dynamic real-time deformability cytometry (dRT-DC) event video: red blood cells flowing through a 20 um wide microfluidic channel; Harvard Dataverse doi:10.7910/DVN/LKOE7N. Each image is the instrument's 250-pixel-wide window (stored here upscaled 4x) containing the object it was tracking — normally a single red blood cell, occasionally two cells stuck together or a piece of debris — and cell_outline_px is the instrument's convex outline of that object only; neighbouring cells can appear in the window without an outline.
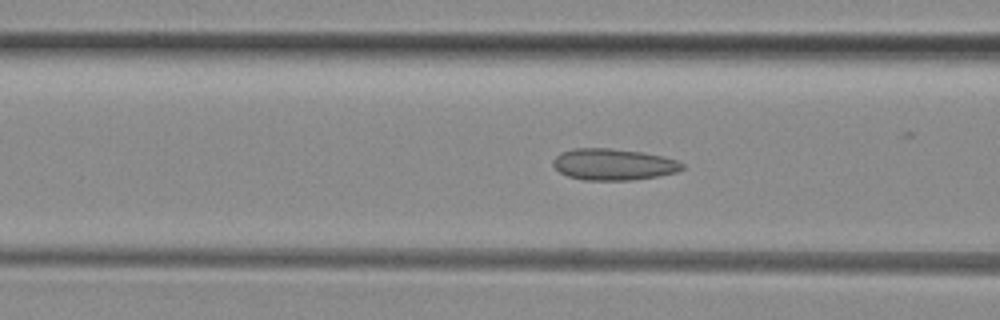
{"species": "common noctule bat (a hibernating species)", "species_latin": "Nyctalus noctula", "temperature_condition": "room temperature", "stored_images_in_passage": 28, "camera_frame_rate_fps": 3000, "um_per_image_px": 0.085, "animal": {"sex": "female", "body_mass_g": 29.2, "forearm_length_mm": 56.3}, "frame": {"image": 1, "passage_image": 8, "time_ms": 2.333, "image_size_px": [1000, 320], "cell_outline_px": [[684, 168], [676, 172], [656, 176], [632, 180], [584, 180], [568, 176], [560, 172], [552, 164], [552, 160], [560, 152], [572, 148], [612, 148], [644, 152], [664, 156], [676, 160], [684, 164]], "centroid_in_image_um": [52.13, 13.96], "position_along_channel_um": 114.5, "area_um2": 23.81}}
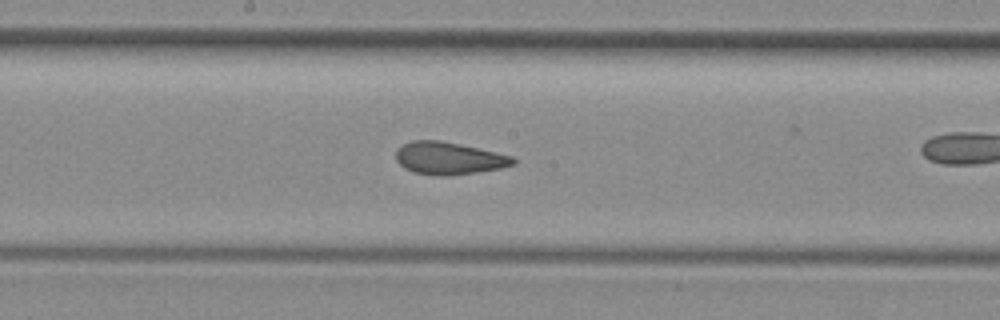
{"frame": {"image": 2, "passage_image": 15, "time_ms": 4.667, "image_size_px": [1000, 320], "cell_outline_px": [[516, 164], [500, 168], [476, 172], [448, 176], [440, 176], [412, 172], [404, 168], [396, 160], [396, 148], [412, 140], [440, 140], [460, 144], [512, 156], [516, 160]], "centroid_in_image_um": [38.12, 13.45], "position_along_channel_um": 210.1, "area_um2": 22.14}}
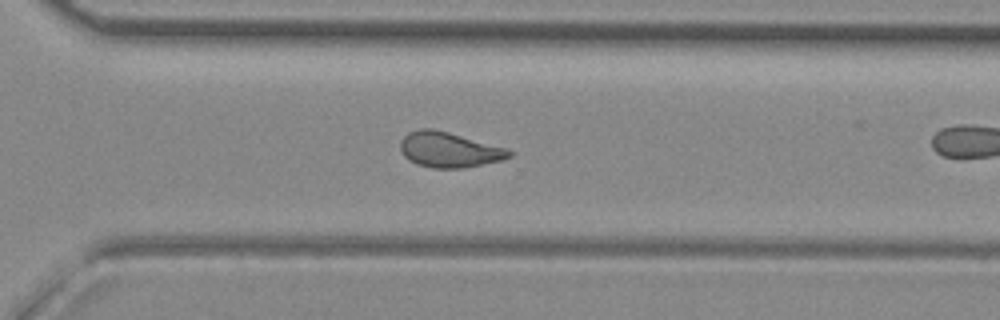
{"frame": {"image": 3, "passage_image": 24, "time_ms": 7.667, "image_size_px": [1000, 320], "cell_outline_px": [[512, 156], [500, 160], [464, 168], [432, 168], [416, 164], [408, 160], [404, 156], [400, 148], [400, 140], [408, 132], [420, 128], [432, 128], [448, 132], [508, 148], [512, 152]], "centroid_in_image_um": [38.14, 12.72], "position_along_channel_um": 332.5, "area_um2": 22.43}}